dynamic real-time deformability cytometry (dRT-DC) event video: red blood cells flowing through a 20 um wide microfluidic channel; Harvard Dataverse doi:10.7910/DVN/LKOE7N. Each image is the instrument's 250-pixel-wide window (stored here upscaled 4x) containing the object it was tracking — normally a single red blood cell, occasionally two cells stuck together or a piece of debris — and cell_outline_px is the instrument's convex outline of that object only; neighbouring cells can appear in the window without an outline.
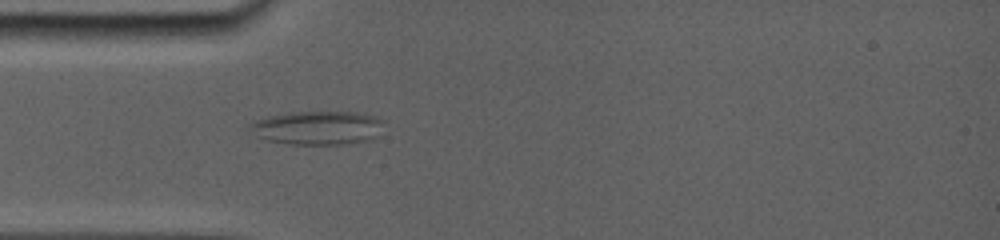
{"species": "common noctule bat (a hibernating species)", "species_latin": "Nyctalus noctula", "temperature_condition": "room temperature", "stored_images_in_passage": 7, "camera_frame_rate_fps": 5000, "um_per_image_px": 0.085, "animal": {"sex": "female", "body_mass_g": 19.0, "forearm_length_mm": 56.7}, "frame": {"image": 1, "passage_image": 1, "time_ms": 0.0, "image_size_px": [1000, 240], "cell_outline_px": [[380, 120], [356, 140], [336, 144], [296, 144], [272, 140], [264, 136], [256, 124], [260, 120], [272, 116], [292, 112], [356, 112], [372, 116]], "centroid_in_image_um": [26.9, 10.81], "position_along_channel_um": 58.1, "area_um2": 22.77}}